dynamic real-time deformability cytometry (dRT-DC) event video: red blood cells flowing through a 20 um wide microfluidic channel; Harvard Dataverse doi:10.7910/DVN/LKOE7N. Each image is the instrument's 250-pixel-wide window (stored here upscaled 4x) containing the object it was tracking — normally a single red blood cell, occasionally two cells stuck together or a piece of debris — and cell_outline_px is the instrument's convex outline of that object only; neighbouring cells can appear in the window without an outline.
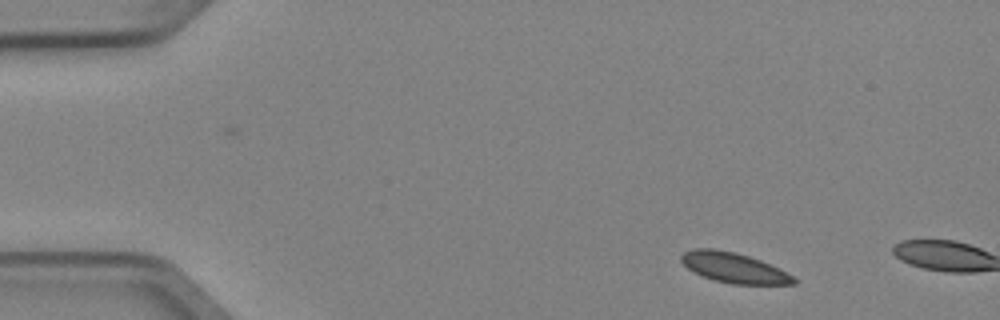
{"species": "Egyptian fruit bat (a non-hibernating species)", "species_latin": "Rousettus aegyptiacus", "temperature_condition": "cold", "stored_images_in_passage": 2, "camera_frame_rate_fps": 3000, "um_per_image_px": 0.085, "animal": {"sex": "female"}, "frame": {"image": 1, "passage_image": 1, "time_ms": 0.0, "image_size_px": [1000, 320], "cell_outline_px": [[796, 284], [732, 284], [716, 280], [692, 272], [680, 260], [680, 256], [684, 252], [692, 248], [712, 248], [732, 252], [748, 256], [760, 260], [780, 268], [792, 276], [796, 280]], "centroid_in_image_um": [62.36, 22.75], "position_along_channel_um": 22.6, "area_um2": 19.59}}